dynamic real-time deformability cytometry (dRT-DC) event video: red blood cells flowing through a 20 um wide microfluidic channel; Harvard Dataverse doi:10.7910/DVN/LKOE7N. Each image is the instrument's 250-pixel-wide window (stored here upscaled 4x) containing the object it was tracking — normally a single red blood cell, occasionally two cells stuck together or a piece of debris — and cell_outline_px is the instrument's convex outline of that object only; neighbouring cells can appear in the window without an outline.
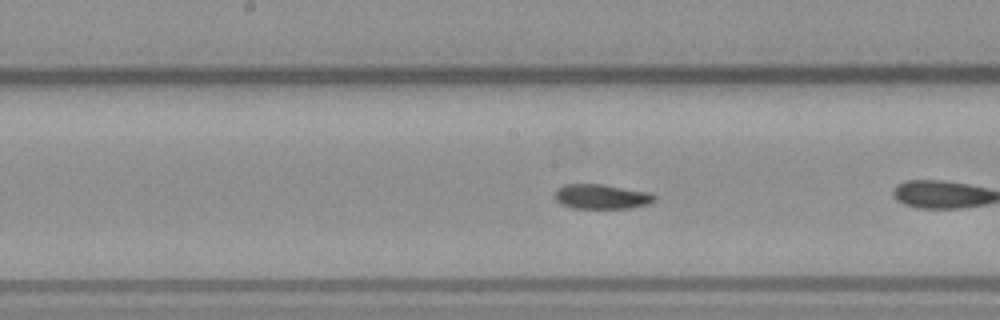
{"species": "common noctule bat (a hibernating species)", "species_latin": "Nyctalus noctula", "temperature_condition": "warm", "stored_images_in_passage": 37, "camera_frame_rate_fps": 3000, "um_per_image_px": 0.085, "animal": {"sex": "male", "body_mass_g": 23.1, "forearm_length_mm": 52.7}, "frame": {"image": 1, "passage_image": 11, "time_ms": 3.333, "image_size_px": [1000, 320], "cell_outline_px": [[656, 200], [648, 204], [632, 208], [572, 208], [560, 204], [556, 200], [556, 188], [564, 184], [604, 184], [648, 192], [656, 196]], "centroid_in_image_um": [51.13, 16.71], "position_along_channel_um": 197.1, "area_um2": 14.45}}